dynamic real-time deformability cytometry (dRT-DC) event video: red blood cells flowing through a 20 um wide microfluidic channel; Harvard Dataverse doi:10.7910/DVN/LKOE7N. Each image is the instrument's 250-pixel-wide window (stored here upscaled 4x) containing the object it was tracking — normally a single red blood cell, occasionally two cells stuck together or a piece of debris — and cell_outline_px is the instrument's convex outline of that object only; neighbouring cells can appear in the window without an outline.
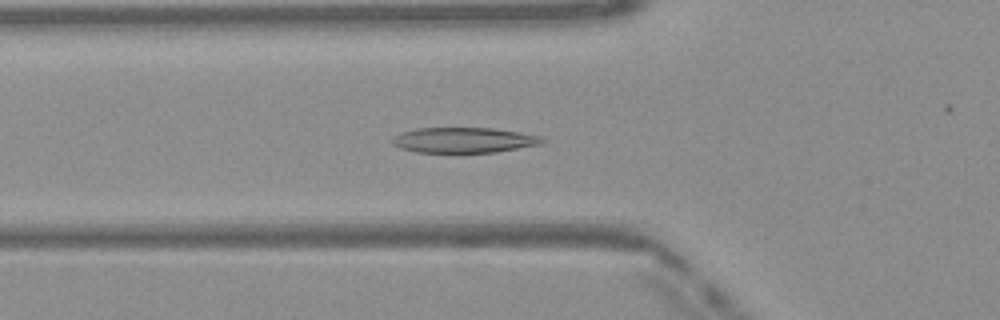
{"species": "Egyptian fruit bat (a non-hibernating species)", "species_latin": "Rousettus aegyptiacus", "temperature_condition": "warm", "stored_images_in_passage": 50, "camera_frame_rate_fps": 3000, "um_per_image_px": 0.085, "frame": {"image": 1, "passage_image": 17, "time_ms": 5.333, "image_size_px": [1000, 320], "cell_outline_px": [[544, 140], [540, 144], [496, 152], [460, 156], [416, 152], [400, 148], [392, 144], [392, 140], [396, 136], [404, 132], [416, 128], [492, 128], [540, 136]], "centroid_in_image_um": [39.37, 11.97], "position_along_channel_um": 86.4, "area_um2": 22.89}}
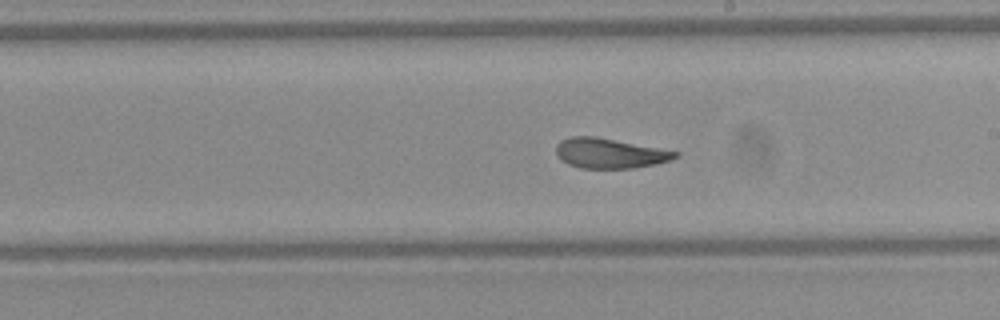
{"frame": {"image": 2, "passage_image": 28, "time_ms": 9.0, "image_size_px": [1000, 320], "cell_outline_px": [[680, 156], [672, 160], [656, 164], [636, 168], [580, 168], [568, 164], [560, 160], [556, 152], [556, 144], [560, 140], [572, 136], [596, 136], [680, 152]], "centroid_in_image_um": [51.83, 13.03], "position_along_channel_um": 237.2, "area_um2": 21.04}}
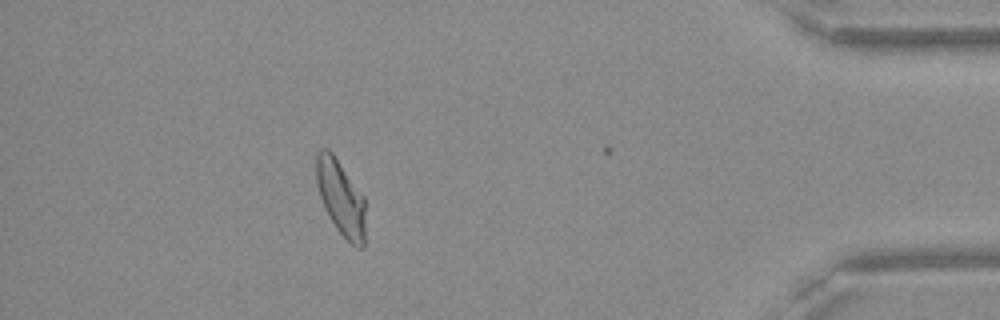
{"frame": {"image": 3, "passage_image": 44, "time_ms": 14.333, "image_size_px": [1000, 320], "cell_outline_px": [[364, 248], [356, 248], [336, 228], [320, 196], [316, 184], [316, 152], [320, 148], [328, 148], [332, 152], [364, 196]], "centroid_in_image_um": [28.96, 16.76], "position_along_channel_um": 406.2, "area_um2": 21.27}, "authors_computed_cell_mechanics": {"area_um2": 22.4264, "velocity_mm_per_s": 4.0913, "shape_relaxation_time_tau1_ms": 6.772, "shape_relaxation_time_tau2_ms": 1.8445, "deformation_change_tau1": 0.1963, "deformation_change_tau2": 0.0768}}